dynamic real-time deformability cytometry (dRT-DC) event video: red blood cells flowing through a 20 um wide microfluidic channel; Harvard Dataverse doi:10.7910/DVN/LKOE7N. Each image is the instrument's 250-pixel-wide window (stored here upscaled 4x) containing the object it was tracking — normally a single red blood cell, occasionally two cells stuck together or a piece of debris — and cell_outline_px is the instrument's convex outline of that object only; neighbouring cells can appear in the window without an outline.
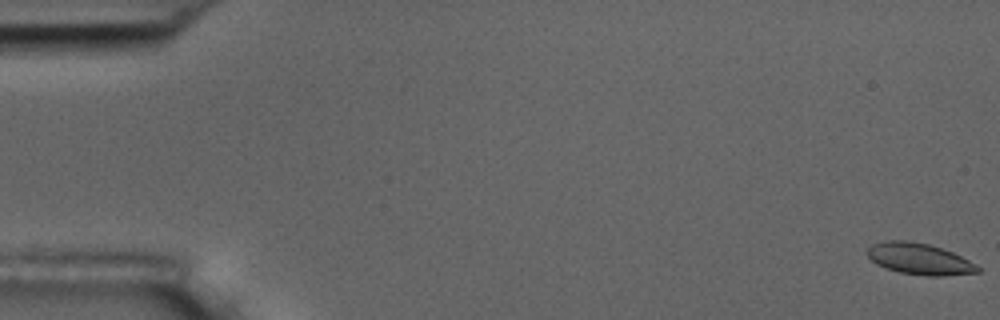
{"species": "common noctule bat (a hibernating species)", "species_latin": "Nyctalus noctula", "temperature_condition": "room temperature", "stored_images_in_passage": 7, "camera_frame_rate_fps": 3000, "um_per_image_px": 0.085, "animal": {"sex": "male", "body_mass_g": 17.5, "forearm_length_mm": 52.3}, "frame": {"image": 1, "passage_image": 1, "time_ms": 0.0, "image_size_px": [1000, 320], "cell_outline_px": [[980, 272], [940, 276], [928, 276], [900, 272], [876, 264], [868, 256], [868, 248], [872, 244], [888, 240], [908, 240], [928, 244], [952, 252], [968, 260], [980, 268]], "centroid_in_image_um": [78.14, 22.0], "position_along_channel_um": 6.9, "area_um2": 19.83}}
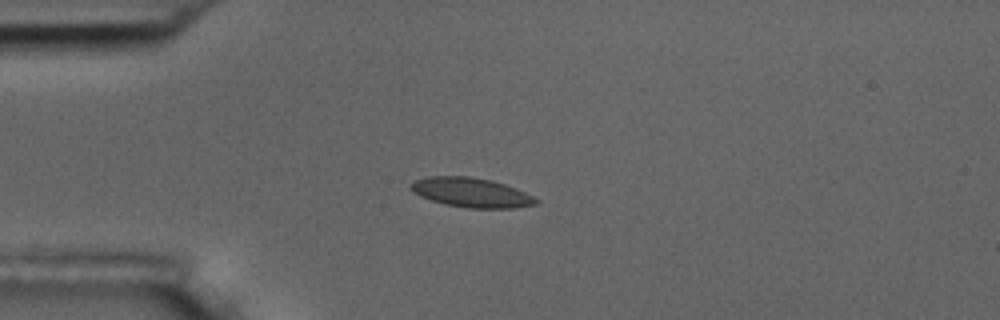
{"frame": {"image": 2, "passage_image": 5, "time_ms": 4.667, "image_size_px": [1000, 320], "cell_outline_px": [[540, 200], [536, 204], [516, 208], [468, 208], [444, 204], [420, 196], [412, 192], [408, 188], [408, 184], [412, 180], [428, 176], [468, 176], [492, 180], [516, 188]], "centroid_in_image_um": [40.0, 16.36], "position_along_channel_um": 45.0, "area_um2": 21.73}}